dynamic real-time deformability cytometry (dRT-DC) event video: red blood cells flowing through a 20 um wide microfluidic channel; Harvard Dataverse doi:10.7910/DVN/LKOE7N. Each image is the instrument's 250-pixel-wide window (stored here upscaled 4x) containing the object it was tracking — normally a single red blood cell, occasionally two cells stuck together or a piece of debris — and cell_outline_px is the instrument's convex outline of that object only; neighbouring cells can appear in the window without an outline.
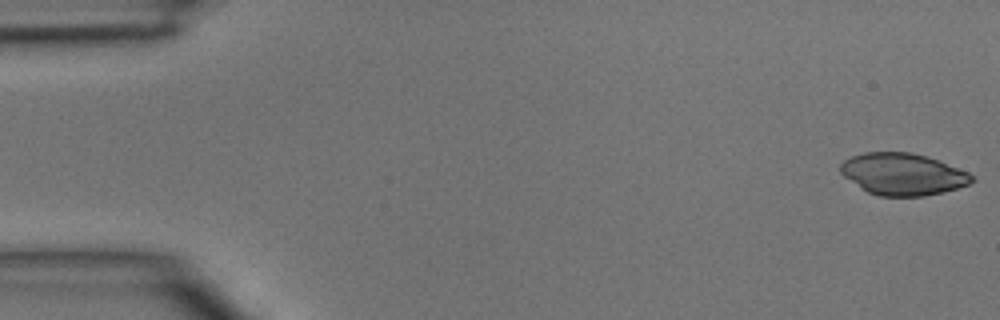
{"species": "common noctule bat (a hibernating species)", "species_latin": "Nyctalus noctula", "temperature_condition": "room temperature", "stored_images_in_passage": 46, "camera_frame_rate_fps": 3000, "um_per_image_px": 0.085, "animal": {"sex": "male", "body_mass_g": 15.6}, "frame": {"image": 1, "passage_image": 1, "time_ms": 0.0, "image_size_px": [1000, 320], "cell_outline_px": [[976, 180], [968, 184], [944, 192], [924, 196], [880, 196], [868, 192], [844, 176], [840, 172], [840, 164], [844, 160], [852, 156], [864, 152], [908, 152], [924, 156], [936, 160], [968, 172]], "centroid_in_image_um": [76.72, 14.81], "position_along_channel_um": 8.3, "area_um2": 31.67}}